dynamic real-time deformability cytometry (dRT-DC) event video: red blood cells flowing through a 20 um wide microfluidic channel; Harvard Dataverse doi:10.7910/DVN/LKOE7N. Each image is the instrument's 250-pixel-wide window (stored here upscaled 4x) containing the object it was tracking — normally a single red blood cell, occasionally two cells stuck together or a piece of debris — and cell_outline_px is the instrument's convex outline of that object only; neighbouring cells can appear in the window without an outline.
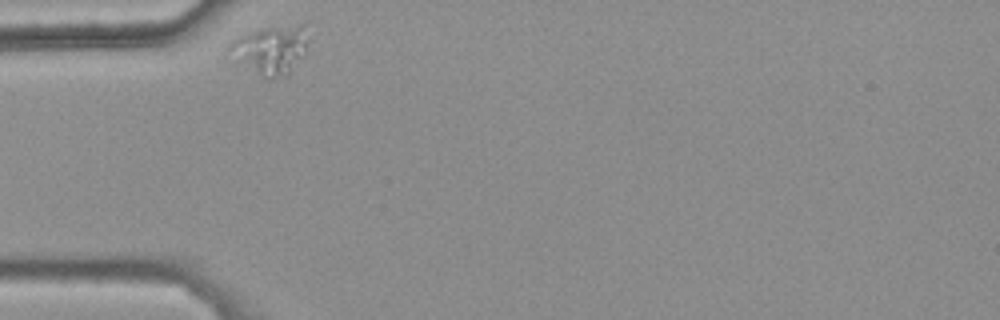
{"species": "common noctule bat (a hibernating species)", "species_latin": "Nyctalus noctula", "temperature_condition": "warm", "stored_images_in_passage": 46, "camera_frame_rate_fps": 3000, "um_per_image_px": 0.085, "animal": {"sex": "female", "body_mass_g": 25.1}, "frame": {"image": 1, "passage_image": 1, "time_ms": 0.0, "image_size_px": [1000, 320], "cell_outline_px": [[308, 44], [304, 56], [288, 76], [268, 80], [228, 48], [240, 36], [248, 32], [260, 28], [300, 24], [304, 24], [308, 40]], "centroid_in_image_um": [23.18, 4.2], "position_along_channel_um": 61.8, "area_um2": 21.5}}
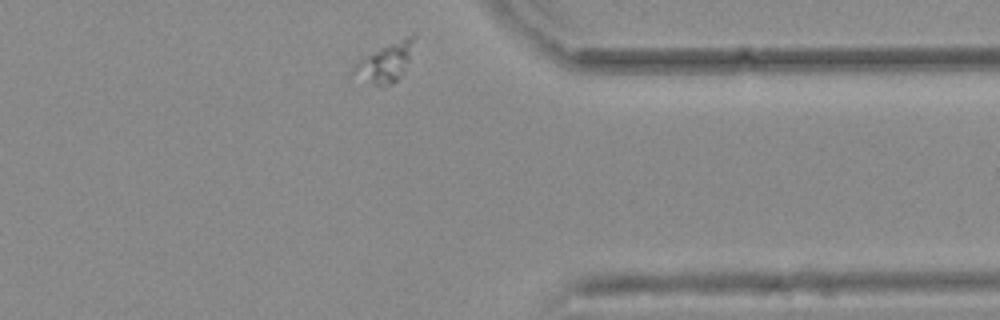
{"frame": {"image": 2, "passage_image": 33, "time_ms": 10.667, "image_size_px": [1000, 320], "cell_outline_px": [[416, 36], [404, 72], [396, 80], [388, 84], [372, 84], [352, 72], [352, 68], [356, 64], [380, 48], [416, 32]], "centroid_in_image_um": [32.82, 5.28], "position_along_channel_um": 378.6, "area_um2": 12.77}}
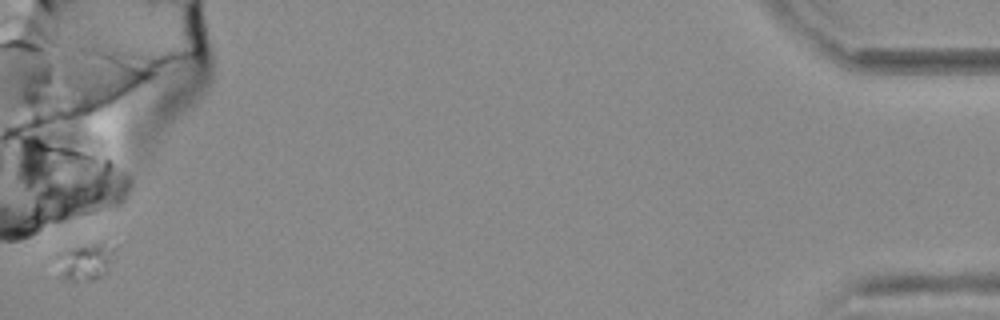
{"frame": {"image": 3, "passage_image": 46, "time_ms": 15.0, "image_size_px": [1000, 320], "cell_outline_px": [[116, 244], [104, 276], [96, 280], [64, 280], [60, 276], [48, 256], [64, 248], [100, 240], [104, 240]], "centroid_in_image_um": [7.1, 22.16], "position_along_channel_um": 428.1, "area_um2": 13.93}}